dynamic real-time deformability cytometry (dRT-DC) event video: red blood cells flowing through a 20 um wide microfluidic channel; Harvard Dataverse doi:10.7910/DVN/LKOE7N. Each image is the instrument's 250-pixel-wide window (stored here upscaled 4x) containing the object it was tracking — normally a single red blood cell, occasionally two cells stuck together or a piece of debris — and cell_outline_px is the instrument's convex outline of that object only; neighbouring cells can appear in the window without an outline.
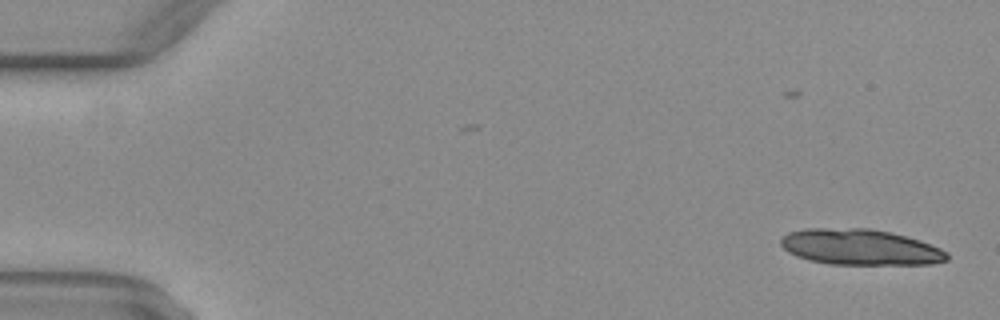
{"species": "common noctule bat (a hibernating species)", "species_latin": "Nyctalus noctula", "temperature_condition": "warm", "stored_images_in_passage": 9, "camera_frame_rate_fps": 3000, "um_per_image_px": 0.085, "animal": {"sex": "female", "body_mass_g": 29.2, "forearm_length_mm": 56.3}, "frame": {"image": 1, "passage_image": 1, "time_ms": 0.0, "image_size_px": [1000, 320], "cell_outline_px": [[948, 260], [932, 264], [828, 264], [808, 260], [796, 256], [788, 252], [780, 244], [780, 236], [788, 232], [804, 228], [868, 228], [888, 232], [920, 240], [940, 248], [948, 252]], "centroid_in_image_um": [73.07, 21.0], "position_along_channel_um": 11.9, "area_um2": 34.85}}